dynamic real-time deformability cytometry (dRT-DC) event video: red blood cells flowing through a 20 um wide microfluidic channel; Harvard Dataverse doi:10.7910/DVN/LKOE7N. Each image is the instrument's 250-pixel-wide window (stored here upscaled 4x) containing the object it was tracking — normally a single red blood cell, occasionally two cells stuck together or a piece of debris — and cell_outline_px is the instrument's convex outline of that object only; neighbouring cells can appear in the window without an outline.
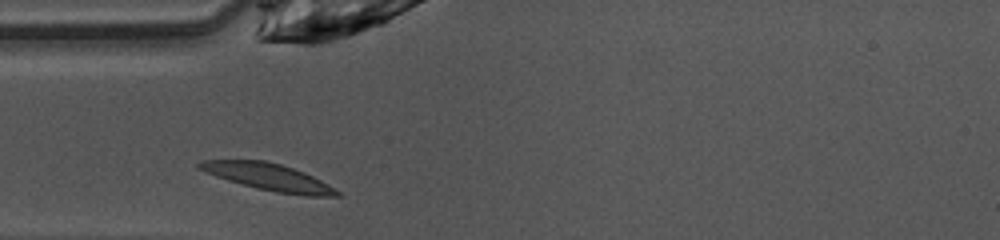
{"species": "common noctule bat (a hibernating species)", "species_latin": "Nyctalus noctula", "temperature_condition": "warm", "stored_images_in_passage": 25, "camera_frame_rate_fps": 3000, "um_per_image_px": 0.085, "animal": {"sex": "female", "body_mass_g": 10.0, "forearm_length_mm": 53.1}, "frame": {"image": 1, "passage_image": 1, "time_ms": 0.0, "image_size_px": [1000, 240], "cell_outline_px": [[344, 196], [304, 196], [276, 192], [256, 188], [228, 180], [204, 172], [196, 168], [196, 164], [204, 160], [264, 160], [280, 164], [304, 172], [328, 184], [340, 192]], "centroid_in_image_um": [22.81, 15.05], "position_along_channel_um": 62.2, "area_um2": 21.56}}
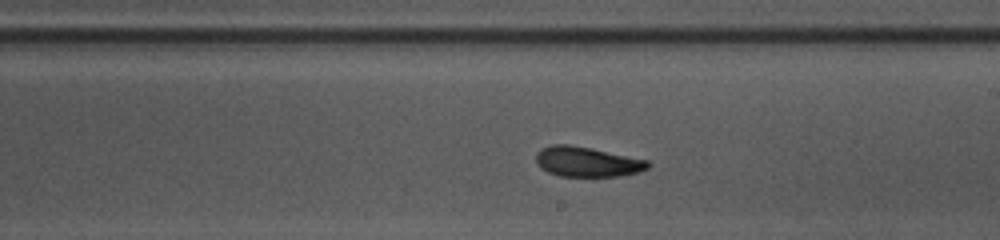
{"frame": {"image": 2, "passage_image": 14, "time_ms": 4.333, "image_size_px": [1000, 240], "cell_outline_px": [[652, 164], [648, 168], [640, 172], [620, 176], [560, 176], [548, 172], [540, 168], [536, 160], [536, 152], [540, 148], [552, 144], [568, 144], [592, 148], [648, 160]], "centroid_in_image_um": [49.91, 13.74], "position_along_channel_um": 239.1, "area_um2": 19.77}}
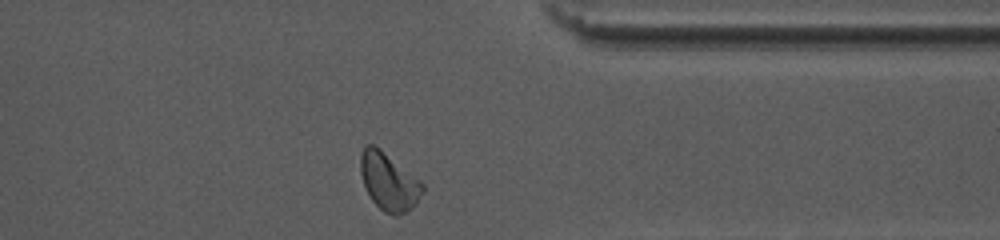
{"frame": {"image": 3, "passage_image": 25, "time_ms": 8.0, "image_size_px": [1000, 240], "cell_outline_px": [[424, 192], [400, 216], [392, 216], [384, 212], [372, 200], [364, 184], [360, 172], [360, 156], [364, 148], [368, 144], [372, 144], [380, 148], [424, 184]], "centroid_in_image_um": [33.02, 15.43], "position_along_channel_um": 378.4, "area_um2": 20.35}, "authors_computed_cell_mechanics": {"area_um2": 19.7676, "velocity_mm_per_s": 4.0652, "shape_relaxation_time_tau1_ms": 2.8339, "shape_relaxation_time_tau2_ms": 5.033, "deformation_change_tau1": 0.1434, "deformation_change_tau2": 0.0946}}